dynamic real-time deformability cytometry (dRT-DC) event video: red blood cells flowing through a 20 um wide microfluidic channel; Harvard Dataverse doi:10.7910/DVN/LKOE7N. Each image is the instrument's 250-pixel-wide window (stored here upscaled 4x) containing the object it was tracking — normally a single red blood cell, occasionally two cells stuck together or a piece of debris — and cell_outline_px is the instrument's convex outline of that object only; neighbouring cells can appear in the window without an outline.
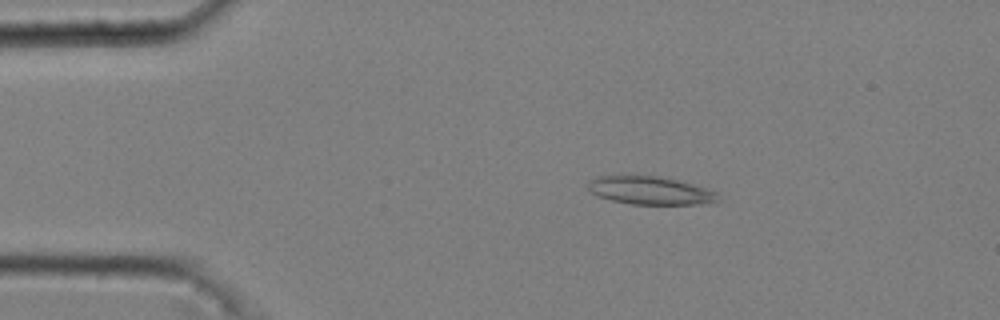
{"species": "common noctule bat (a hibernating species)", "species_latin": "Nyctalus noctula", "temperature_condition": "cold", "stored_images_in_passage": 51, "camera_frame_rate_fps": 3000, "um_per_image_px": 0.085, "animal": {"sex": "male", "body_mass_g": 20.4}, "frame": {"image": 1, "passage_image": 9, "time_ms": 2.667, "image_size_px": [1000, 320], "cell_outline_px": [[720, 200], [708, 204], [632, 204], [612, 200], [596, 196], [588, 192], [588, 180], [596, 176], [624, 172], [628, 172], [660, 176], [692, 184], [716, 192]], "centroid_in_image_um": [55.14, 16.14], "position_along_channel_um": 29.9, "area_um2": 22.25}}
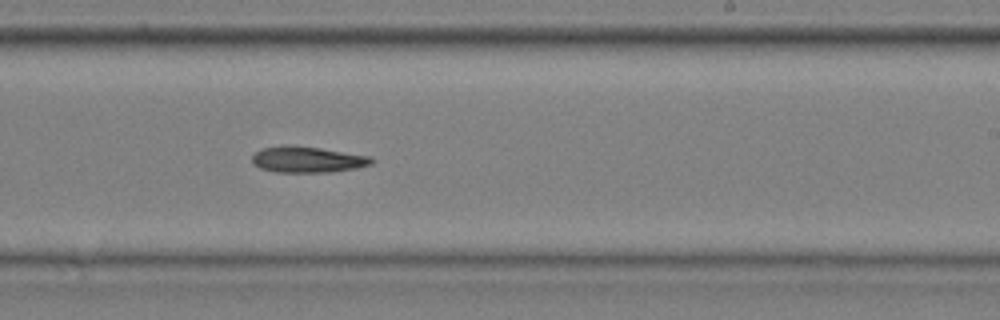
{"frame": {"image": 2, "passage_image": 32, "time_ms": 10.333, "image_size_px": [1000, 320], "cell_outline_px": [[376, 160], [372, 164], [356, 168], [332, 172], [276, 172], [260, 168], [252, 164], [252, 156], [256, 152], [264, 148], [284, 144], [292, 144], [320, 148], [372, 156]], "centroid_in_image_um": [26.15, 13.55], "position_along_channel_um": 262.8, "area_um2": 18.44}}
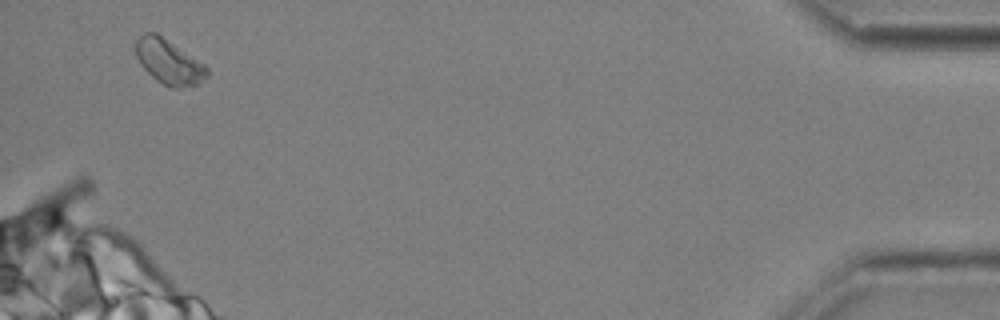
{"frame": {"image": 3, "passage_image": 50, "time_ms": 16.333, "image_size_px": [1000, 320], "cell_outline_px": [[208, 76], [196, 84], [176, 88], [172, 88], [156, 80], [140, 64], [136, 56], [136, 40], [144, 32], [156, 32], [204, 64], [208, 68]], "centroid_in_image_um": [14.33, 5.24], "position_along_channel_um": 420.9, "area_um2": 18.26}}